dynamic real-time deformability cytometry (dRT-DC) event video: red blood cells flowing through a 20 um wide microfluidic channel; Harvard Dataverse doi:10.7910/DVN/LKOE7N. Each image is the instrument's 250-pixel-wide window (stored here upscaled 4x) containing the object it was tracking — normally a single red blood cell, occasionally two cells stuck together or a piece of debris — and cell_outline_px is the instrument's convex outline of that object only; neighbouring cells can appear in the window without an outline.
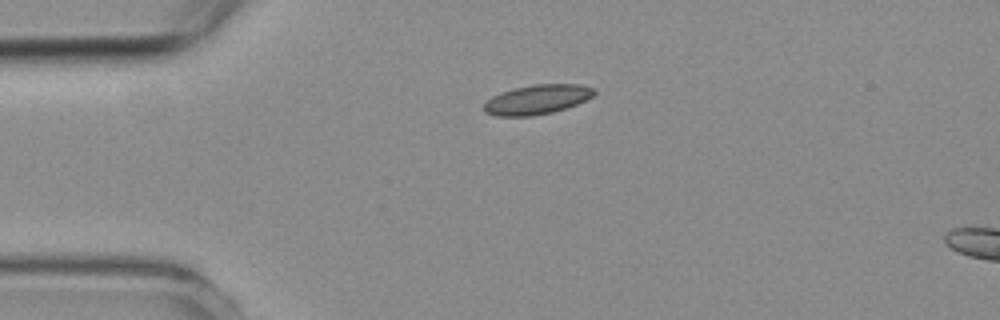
{"species": "common noctule bat (a hibernating species)", "species_latin": "Nyctalus noctula", "temperature_condition": "room temperature", "stored_images_in_passage": 5, "camera_frame_rate_fps": 3000, "um_per_image_px": 0.085, "animal": {"sex": "female", "body_mass_g": 19.3, "forearm_length_mm": 54.1}, "frame": {"image": 1, "passage_image": 1, "time_ms": 0.0, "image_size_px": [1000, 320], "cell_outline_px": [[596, 92], [592, 96], [576, 104], [552, 112], [532, 116], [496, 116], [484, 112], [484, 104], [492, 96], [500, 92], [516, 88], [536, 84], [580, 84], [596, 88]], "centroid_in_image_um": [45.65, 8.45], "position_along_channel_um": 39.4, "area_um2": 18.84}}
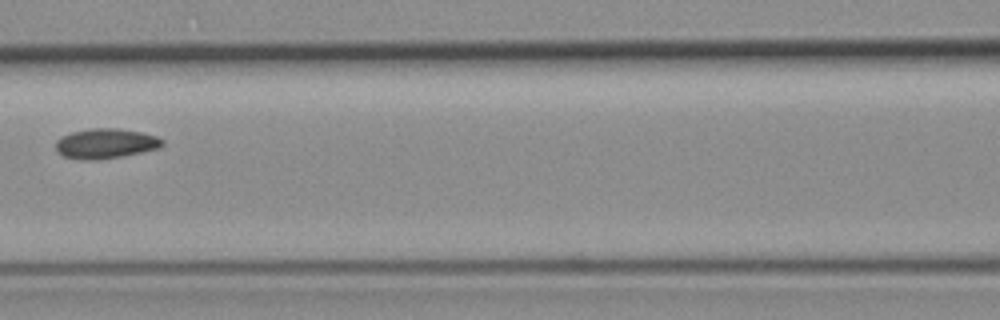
{"frame": {"image": 2, "passage_image": 4, "time_ms": 3.667, "image_size_px": [1000, 320], "cell_outline_px": [[164, 144], [160, 148], [120, 156], [96, 160], [84, 160], [64, 156], [56, 152], [56, 140], [60, 136], [72, 132], [88, 128], [116, 128], [140, 132], [156, 136], [164, 140]], "centroid_in_image_um": [8.95, 12.19], "position_along_channel_um": 157.7, "area_um2": 18.61}}
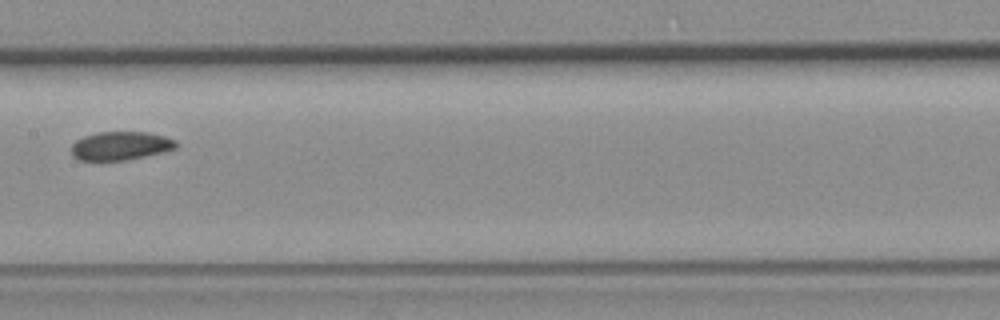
{"frame": {"image": 3, "passage_image": 5, "time_ms": 4.667, "image_size_px": [1000, 320], "cell_outline_px": [[176, 148], [144, 156], [124, 160], [100, 164], [80, 160], [72, 156], [72, 144], [76, 140], [84, 136], [96, 132], [148, 132], [164, 136], [176, 140]], "centroid_in_image_um": [10.16, 12.43], "position_along_channel_um": 197.2, "area_um2": 17.86}}